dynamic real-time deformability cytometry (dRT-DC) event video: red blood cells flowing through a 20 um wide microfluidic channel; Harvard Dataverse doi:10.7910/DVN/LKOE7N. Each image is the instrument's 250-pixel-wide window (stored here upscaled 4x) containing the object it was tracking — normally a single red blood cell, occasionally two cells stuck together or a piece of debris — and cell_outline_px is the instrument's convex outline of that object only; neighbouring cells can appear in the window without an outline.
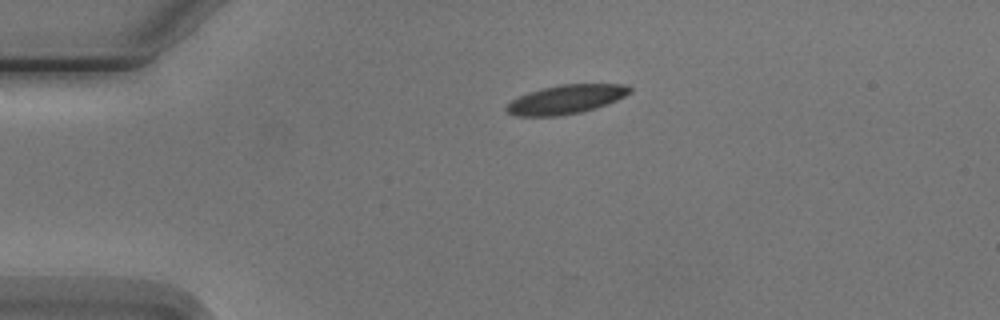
{"species": "Egyptian fruit bat (a non-hibernating species)", "species_latin": "Rousettus aegyptiacus", "temperature_condition": "cold", "stored_images_in_passage": 2, "camera_frame_rate_fps": 3000, "um_per_image_px": 0.085, "animal": {"sex": "male"}, "frame": {"image": 1, "passage_image": 1, "time_ms": 0.0, "image_size_px": [1000, 320], "cell_outline_px": [[632, 92], [608, 104], [596, 108], [580, 112], [560, 116], [516, 116], [508, 112], [504, 108], [512, 100], [520, 96], [544, 88], [560, 84], [628, 84], [632, 88]], "centroid_in_image_um": [48.16, 8.45], "position_along_channel_um": 36.8, "area_um2": 20.69}}